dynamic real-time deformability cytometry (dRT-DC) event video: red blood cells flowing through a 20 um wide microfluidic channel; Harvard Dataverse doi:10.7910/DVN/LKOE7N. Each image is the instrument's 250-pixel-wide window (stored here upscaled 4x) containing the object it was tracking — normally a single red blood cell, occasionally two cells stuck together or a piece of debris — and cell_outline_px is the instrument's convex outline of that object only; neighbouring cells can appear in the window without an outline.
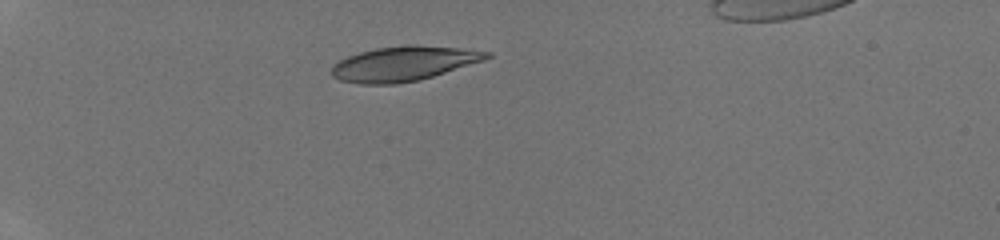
{"species": "human", "species_latin": "Homo sapiens", "temperature_condition": "room temperature", "stored_images_in_passage": 32, "camera_frame_rate_fps": 3000, "um_per_image_px": 0.085, "donor": {"sex": "male"}, "frame": {"image": 1, "passage_image": 1, "time_ms": 0.0, "image_size_px": [1000, 240], "cell_outline_px": [[492, 56], [484, 60], [420, 80], [396, 84], [360, 84], [340, 80], [332, 76], [328, 72], [332, 64], [348, 56], [360, 52], [376, 48], [404, 44], [416, 44], [456, 48], [492, 52]], "centroid_in_image_um": [34.26, 5.41], "position_along_channel_um": 50.7, "area_um2": 31.5}}
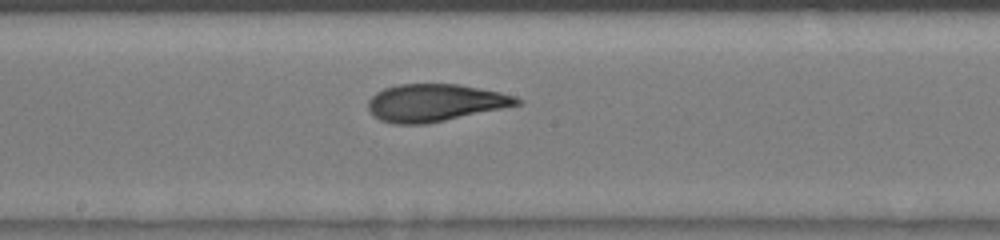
{"frame": {"image": 2, "passage_image": 14, "time_ms": 4.333, "image_size_px": [1000, 240], "cell_outline_px": [[524, 100], [520, 104], [428, 124], [392, 124], [380, 120], [368, 108], [368, 100], [376, 92], [384, 88], [400, 84], [460, 84], [500, 92], [516, 96]], "centroid_in_image_um": [36.98, 8.73], "position_along_channel_um": 211.2, "area_um2": 32.37}}
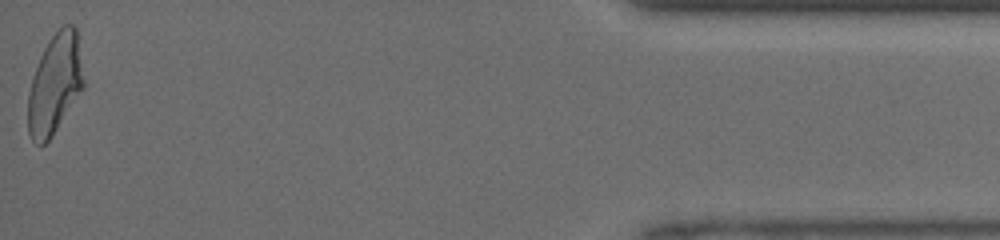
{"frame": {"image": 3, "passage_image": 32, "time_ms": 10.333, "image_size_px": [1000, 240], "cell_outline_px": [[84, 88], [52, 136], [44, 144], [36, 144], [32, 140], [28, 132], [28, 92], [32, 76], [40, 56], [48, 40], [64, 24], [72, 24], [76, 28], [84, 80]], "centroid_in_image_um": [4.66, 7.15], "position_along_channel_um": 430.5, "area_um2": 32.37}}